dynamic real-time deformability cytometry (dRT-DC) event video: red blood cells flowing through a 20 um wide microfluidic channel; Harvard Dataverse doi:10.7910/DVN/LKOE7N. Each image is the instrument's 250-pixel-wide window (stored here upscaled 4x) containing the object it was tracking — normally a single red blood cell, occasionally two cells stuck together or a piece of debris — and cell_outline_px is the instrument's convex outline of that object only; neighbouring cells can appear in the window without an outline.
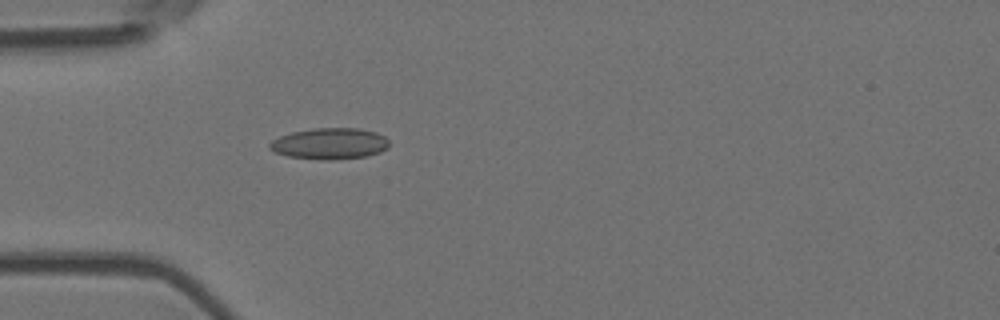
{"species": "Egyptian fruit bat (a non-hibernating species)", "species_latin": "Rousettus aegyptiacus", "temperature_condition": "room temperature", "stored_images_in_passage": 3, "camera_frame_rate_fps": 3000, "um_per_image_px": 0.085, "animal": {"sex": "female"}, "frame": {"image": 1, "passage_image": 3, "time_ms": 0.667, "image_size_px": [1000, 320], "cell_outline_px": [[388, 148], [380, 152], [368, 156], [332, 160], [320, 160], [288, 156], [276, 152], [268, 148], [268, 144], [272, 140], [280, 136], [292, 132], [316, 128], [360, 128], [376, 132], [384, 136], [388, 140]], "centroid_in_image_um": [28.03, 12.21], "position_along_channel_um": 57.0, "area_um2": 21.85}}